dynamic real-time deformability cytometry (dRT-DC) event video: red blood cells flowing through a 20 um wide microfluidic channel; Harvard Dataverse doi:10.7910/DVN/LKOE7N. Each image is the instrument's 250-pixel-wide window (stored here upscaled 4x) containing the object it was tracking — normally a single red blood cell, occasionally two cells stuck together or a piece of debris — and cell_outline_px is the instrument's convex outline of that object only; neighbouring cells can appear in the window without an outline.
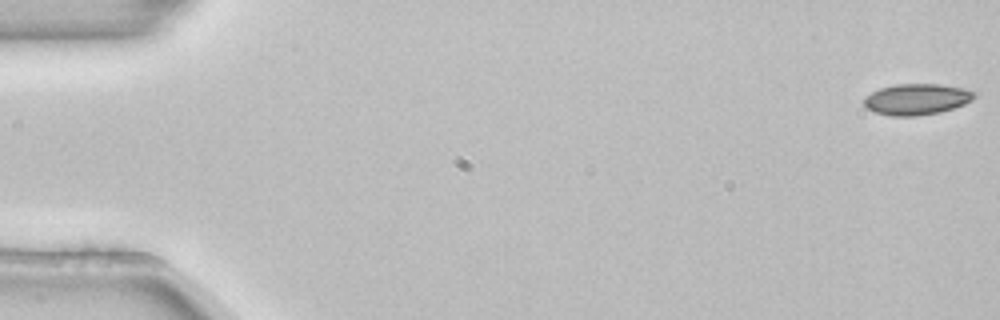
{"species": "common noctule bat (a hibernating species)", "species_latin": "Nyctalus noctula", "temperature_condition": "room temperature", "stored_images_in_passage": 5, "camera_frame_rate_fps": 3000, "um_per_image_px": 0.085, "animal": {"sex": "female", "body_mass_g": 22.7, "forearm_length_mm": 54.2}, "frame": {"image": 1, "passage_image": 1, "time_ms": 0.0, "image_size_px": [1000, 320], "cell_outline_px": [[976, 96], [972, 100], [964, 104], [940, 112], [916, 116], [892, 116], [876, 112], [864, 108], [864, 96], [880, 88], [896, 84], [940, 84], [964, 88], [976, 92]], "centroid_in_image_um": [77.91, 8.43], "position_along_channel_um": 7.1, "area_um2": 20.06}}
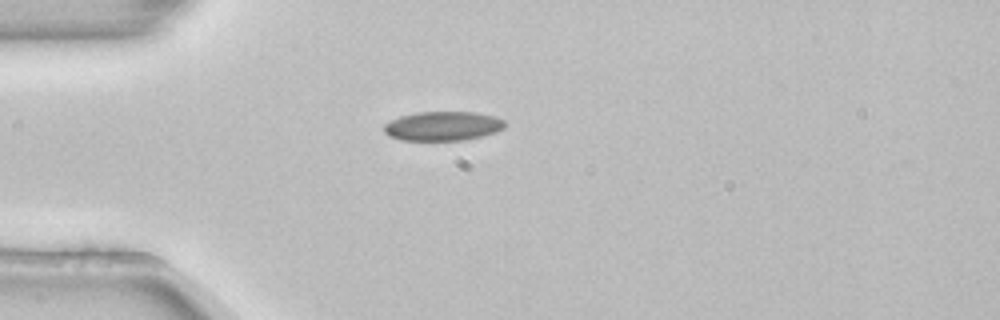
{"frame": {"image": 2, "passage_image": 5, "time_ms": 1.333, "image_size_px": [1000, 320], "cell_outline_px": [[504, 128], [496, 132], [464, 140], [400, 140], [388, 136], [384, 132], [384, 124], [400, 116], [416, 112], [476, 112], [496, 116], [504, 120]], "centroid_in_image_um": [37.63, 10.71], "position_along_channel_um": 47.4, "area_um2": 20.63}}